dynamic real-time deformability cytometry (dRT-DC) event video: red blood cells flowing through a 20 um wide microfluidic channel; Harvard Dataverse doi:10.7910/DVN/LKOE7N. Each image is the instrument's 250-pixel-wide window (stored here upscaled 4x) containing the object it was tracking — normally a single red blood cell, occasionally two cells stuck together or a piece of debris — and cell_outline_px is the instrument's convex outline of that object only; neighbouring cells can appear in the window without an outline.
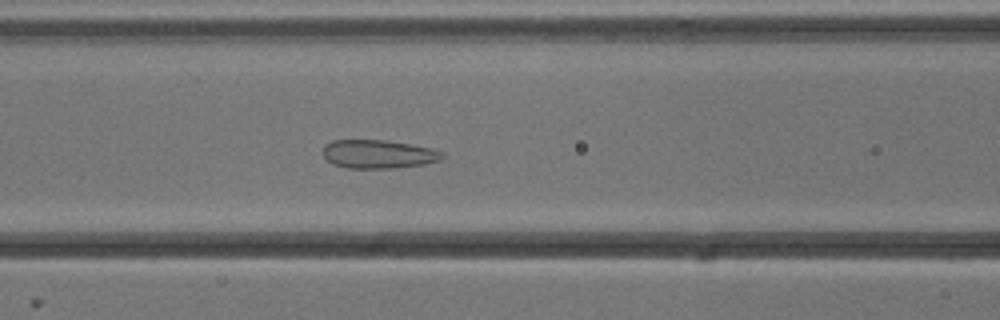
{"species": "common noctule bat (a hibernating species)", "species_latin": "Nyctalus noctula", "temperature_condition": "cold", "stored_images_in_passage": 55, "camera_frame_rate_fps": 3000, "um_per_image_px": 0.085, "animal": {"sex": "male", "body_mass_g": 13.3}, "frame": {"image": 1, "passage_image": 23, "time_ms": 7.333, "image_size_px": [1000, 320], "cell_outline_px": [[444, 156], [440, 160], [424, 164], [392, 168], [348, 168], [332, 164], [324, 156], [324, 144], [332, 140], [388, 140], [432, 148], [444, 152]], "centroid_in_image_um": [32.17, 13.09], "position_along_channel_um": 134.4, "area_um2": 19.88}}
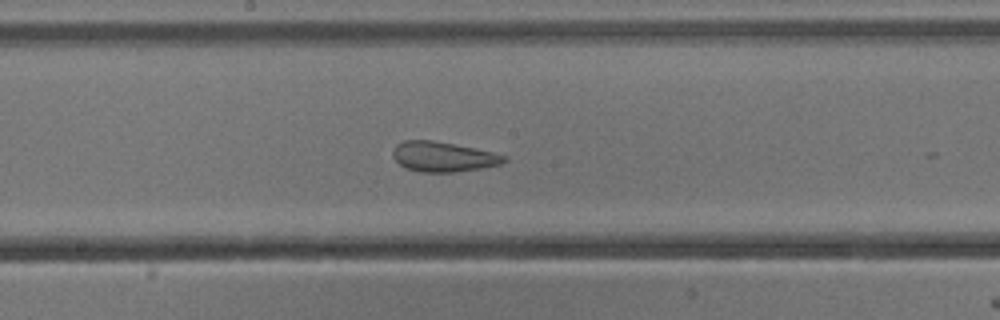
{"frame": {"image": 2, "passage_image": 29, "time_ms": 9.333, "image_size_px": [1000, 320], "cell_outline_px": [[508, 160], [500, 164], [480, 168], [452, 172], [420, 172], [404, 168], [392, 156], [392, 152], [396, 144], [404, 140], [432, 140], [492, 152], [508, 156]], "centroid_in_image_um": [37.64, 13.32], "position_along_channel_um": 210.6, "area_um2": 19.31}}
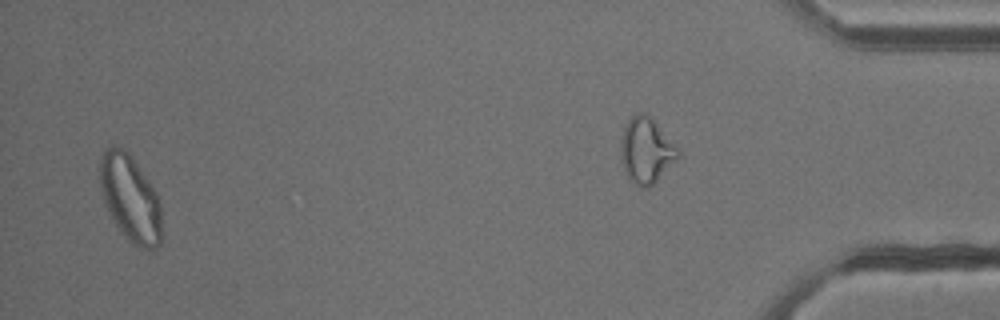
{"frame": {"image": 3, "passage_image": 53, "time_ms": 17.333, "image_size_px": [1000, 320], "cell_outline_px": [[164, 236], [160, 244], [156, 248], [140, 248], [132, 244], [124, 236], [112, 220], [104, 204], [100, 188], [100, 160], [104, 148], [108, 144], [116, 144], [124, 148], [132, 156], [156, 192], [160, 204]], "centroid_in_image_um": [11.08, 16.85], "position_along_channel_um": 424.1, "area_um2": 32.02}, "authors_computed_cell_mechanics": {"area_um2": 25.6054, "velocity_mm_per_s": 3.7998, "shape_relaxation_time_tau1_ms": null, "shape_relaxation_time_tau2_ms": 1.3812, "deformation_change_tau1": null, "deformation_change_tau2": 0.0778}}